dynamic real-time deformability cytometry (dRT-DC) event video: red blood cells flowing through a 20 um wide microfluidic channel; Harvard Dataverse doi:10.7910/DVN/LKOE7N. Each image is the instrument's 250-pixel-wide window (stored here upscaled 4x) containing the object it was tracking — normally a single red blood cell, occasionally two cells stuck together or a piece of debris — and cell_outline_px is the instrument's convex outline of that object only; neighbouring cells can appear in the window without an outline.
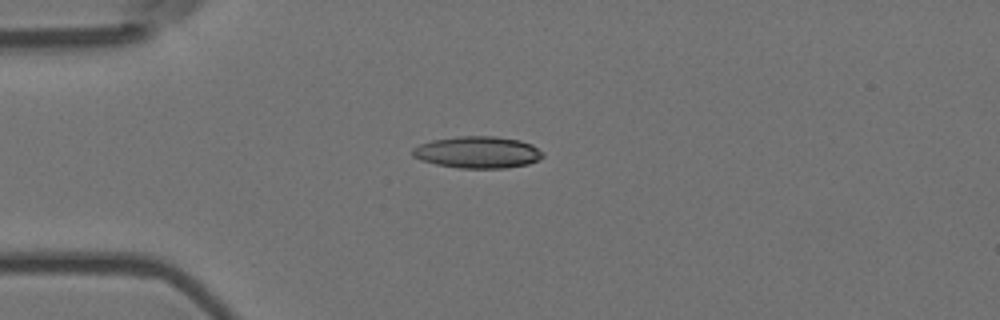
{"species": "Egyptian fruit bat (a non-hibernating species)", "species_latin": "Rousettus aegyptiacus", "temperature_condition": "room temperature", "stored_images_in_passage": 7, "camera_frame_rate_fps": 3000, "um_per_image_px": 0.085, "animal": {"sex": "female"}, "frame": {"image": 1, "passage_image": 4, "time_ms": 1.0, "image_size_px": [1000, 320], "cell_outline_px": [[544, 156], [528, 164], [504, 168], [460, 168], [436, 164], [420, 160], [412, 156], [412, 148], [420, 144], [432, 140], [456, 136], [496, 136], [520, 140], [532, 144], [544, 152]], "centroid_in_image_um": [40.59, 12.93], "position_along_channel_um": 44.4, "area_um2": 24.28}}
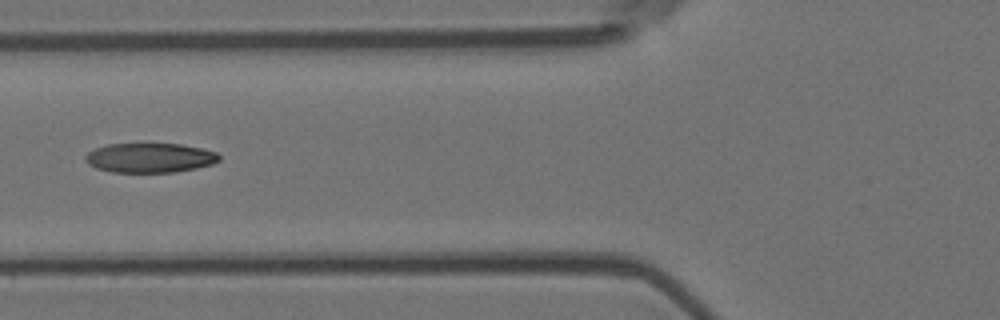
{"frame": {"image": 2, "passage_image": 6, "time_ms": 1.667, "image_size_px": [1000, 320], "cell_outline_px": [[220, 160], [212, 164], [196, 168], [172, 172], [112, 172], [96, 168], [88, 164], [84, 160], [84, 156], [88, 152], [96, 148], [108, 144], [148, 140], [180, 144], [200, 148], [216, 152], [220, 156]], "centroid_in_image_um": [12.7, 13.36], "position_along_channel_um": 113.1, "area_um2": 23.99}}
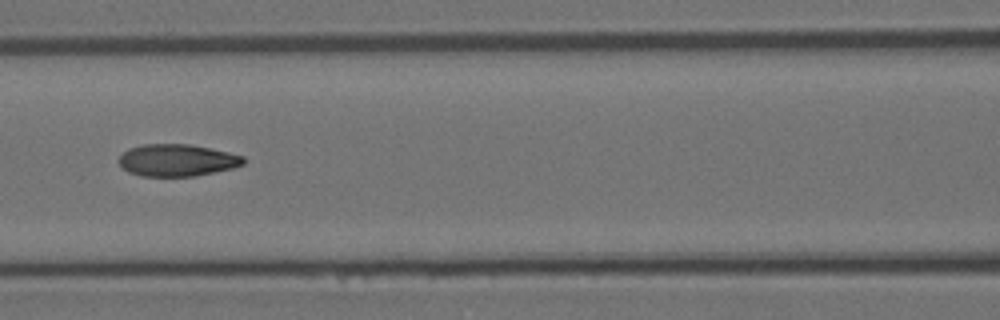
{"frame": {"image": 3, "passage_image": 7, "time_ms": 2.0, "image_size_px": [1000, 320], "cell_outline_px": [[244, 164], [232, 168], [196, 176], [140, 176], [128, 172], [116, 160], [128, 148], [140, 144], [188, 144], [228, 152], [244, 156]], "centroid_in_image_um": [15.01, 13.62], "position_along_channel_um": 151.6, "area_um2": 23.29}}